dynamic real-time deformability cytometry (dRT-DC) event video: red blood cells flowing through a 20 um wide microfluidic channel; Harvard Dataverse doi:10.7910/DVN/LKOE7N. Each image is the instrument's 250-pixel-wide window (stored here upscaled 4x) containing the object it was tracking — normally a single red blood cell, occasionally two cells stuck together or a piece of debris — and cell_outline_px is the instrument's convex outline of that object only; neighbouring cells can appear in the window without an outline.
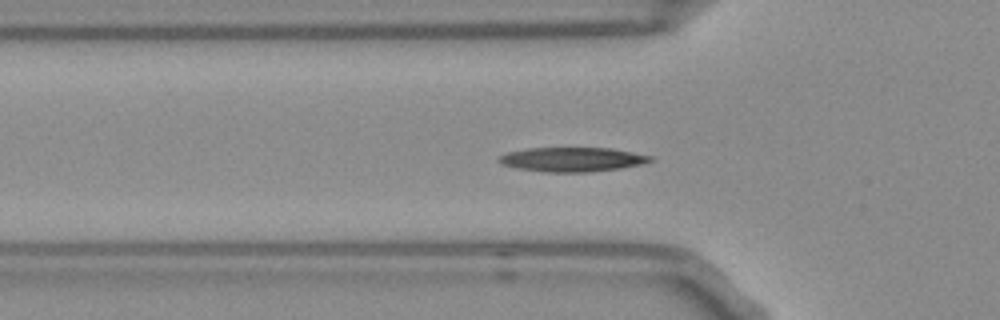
{"species": "Egyptian fruit bat (a non-hibernating species)", "species_latin": "Rousettus aegyptiacus", "temperature_condition": "room temperature", "stored_images_in_passage": 41, "camera_frame_rate_fps": 3000, "um_per_image_px": 0.085, "frame": {"image": 1, "passage_image": 3, "time_ms": 0.667, "image_size_px": [1000, 320], "cell_outline_px": [[644, 160], [632, 164], [608, 168], [536, 168], [512, 164], [504, 160], [504, 156], [520, 152], [544, 148], [596, 148], [624, 152], [640, 156]], "centroid_in_image_um": [48.65, 13.46], "position_along_channel_um": 77.1, "area_um2": 16.24}}
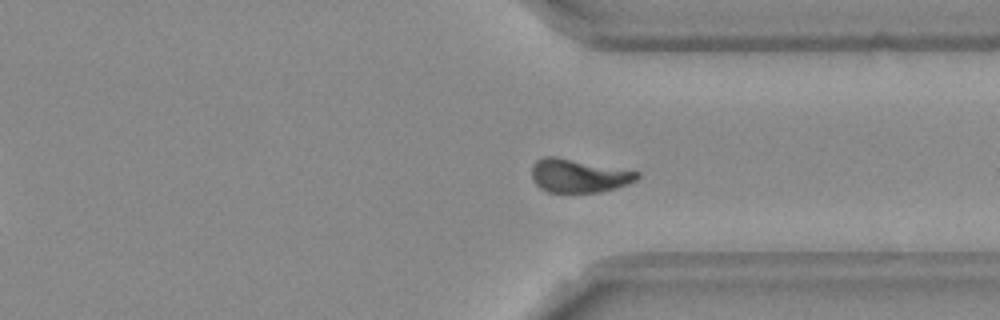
{"frame": {"image": 2, "passage_image": 26, "time_ms": 8.333, "image_size_px": [1000, 320], "cell_outline_px": [[636, 176], [620, 184], [608, 188], [584, 192], [556, 192], [540, 184], [536, 180], [536, 164], [540, 160], [564, 160], [636, 172]], "centroid_in_image_um": [49.18, 14.98], "position_along_channel_um": 362.2, "area_um2": 16.94}}
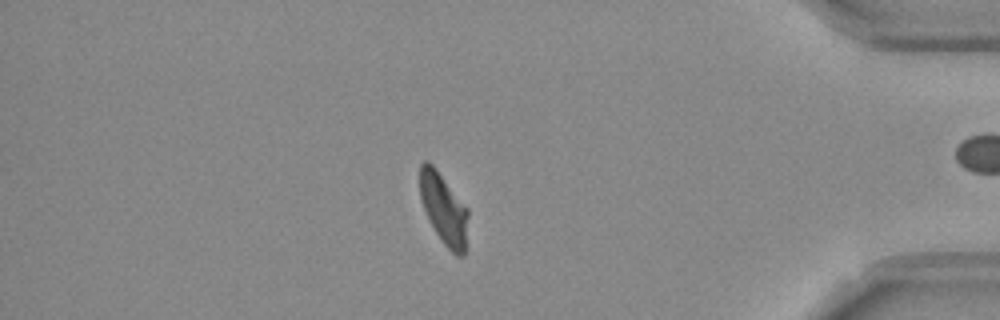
{"frame": {"image": 3, "passage_image": 32, "time_ms": 10.333, "image_size_px": [1000, 320], "cell_outline_px": [[468, 212], [464, 252], [456, 252], [440, 236], [424, 204], [420, 192], [420, 168], [424, 164], [428, 164], [436, 172]], "centroid_in_image_um": [37.72, 17.74], "position_along_channel_um": 397.5, "area_um2": 16.99}}